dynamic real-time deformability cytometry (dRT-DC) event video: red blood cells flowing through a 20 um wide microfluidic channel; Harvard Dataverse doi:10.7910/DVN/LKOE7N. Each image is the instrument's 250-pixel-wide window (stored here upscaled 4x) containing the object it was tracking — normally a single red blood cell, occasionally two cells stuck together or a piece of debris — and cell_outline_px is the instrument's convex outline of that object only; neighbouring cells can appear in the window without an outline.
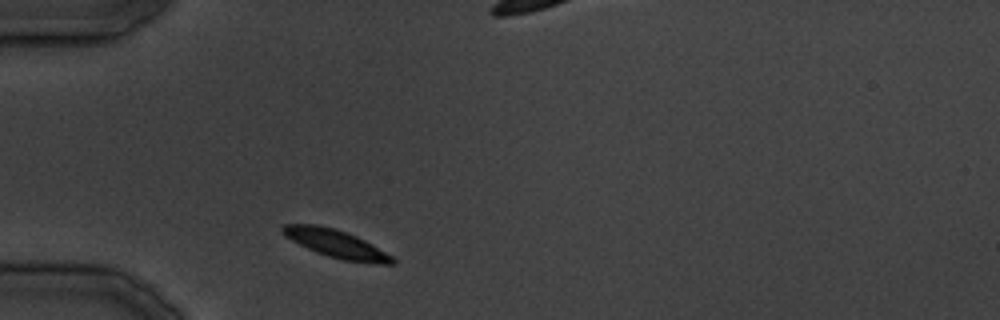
{"species": "common noctule bat (a hibernating species)", "species_latin": "Nyctalus noctula", "temperature_condition": "cold", "stored_images_in_passage": 5, "camera_frame_rate_fps": 3000, "um_per_image_px": 0.085, "animal": {"sex": "male", "body_mass_g": 19.5, "forearm_length_mm": 54.6}, "frame": {"image": 1, "passage_image": 1, "time_ms": 0.0, "image_size_px": [1000, 320], "cell_outline_px": [[396, 264], [376, 264], [344, 260], [328, 256], [316, 252], [284, 236], [280, 232], [280, 228], [284, 224], [316, 224], [348, 232], [372, 244], [392, 256], [396, 260]], "centroid_in_image_um": [28.57, 20.71], "position_along_channel_um": 56.4, "area_um2": 17.86}}